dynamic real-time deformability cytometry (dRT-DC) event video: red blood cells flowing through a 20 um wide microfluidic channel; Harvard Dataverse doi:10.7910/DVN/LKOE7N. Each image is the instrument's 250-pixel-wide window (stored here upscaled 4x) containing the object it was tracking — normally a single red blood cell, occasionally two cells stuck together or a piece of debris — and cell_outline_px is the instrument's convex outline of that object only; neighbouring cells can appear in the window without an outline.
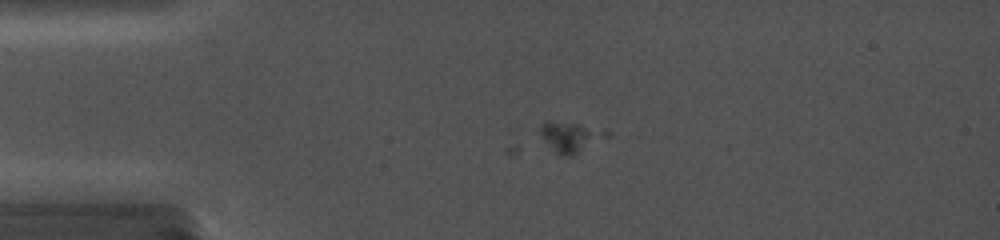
{"species": "common noctule bat (a hibernating species)", "species_latin": "Nyctalus noctula", "temperature_condition": "cold", "stored_images_in_passage": 3, "camera_frame_rate_fps": 5000, "um_per_image_px": 0.085, "animal": {"sex": "female", "body_mass_g": 19.0, "forearm_length_mm": 56.7}, "frame": {"image": 1, "passage_image": 3, "time_ms": 0.6, "image_size_px": [1000, 240], "cell_outline_px": [[608, 136], [572, 156], [564, 156], [556, 152], [544, 140], [540, 132], [540, 124], [544, 120], [548, 120], [604, 128], [608, 132]], "centroid_in_image_um": [48.49, 11.6], "position_along_channel_um": 36.5, "area_um2": 11.56}}